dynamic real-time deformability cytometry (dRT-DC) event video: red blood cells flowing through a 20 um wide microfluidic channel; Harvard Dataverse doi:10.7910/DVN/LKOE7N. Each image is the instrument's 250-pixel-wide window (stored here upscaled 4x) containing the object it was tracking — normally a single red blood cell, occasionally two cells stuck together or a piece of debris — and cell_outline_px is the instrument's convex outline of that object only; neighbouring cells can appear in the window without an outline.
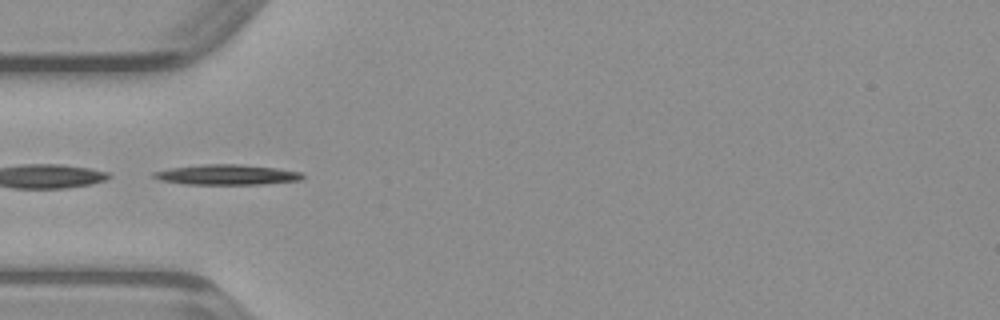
{"species": "common noctule bat (a hibernating species)", "species_latin": "Nyctalus noctula", "temperature_condition": "warm", "stored_images_in_passage": 28, "camera_frame_rate_fps": 3000, "um_per_image_px": 0.085, "animal": {"sex": "male", "body_mass_g": 23.1, "forearm_length_mm": 52.7}, "frame": {"image": 1, "passage_image": 1, "time_ms": 0.0, "image_size_px": [1000, 320], "cell_outline_px": [[304, 176], [300, 180], [264, 184], [184, 184], [160, 180], [152, 176], [152, 172], [172, 168], [204, 164], [236, 164], [276, 168], [300, 172]], "centroid_in_image_um": [19.26, 14.85], "position_along_channel_um": 65.7, "area_um2": 17.34}}
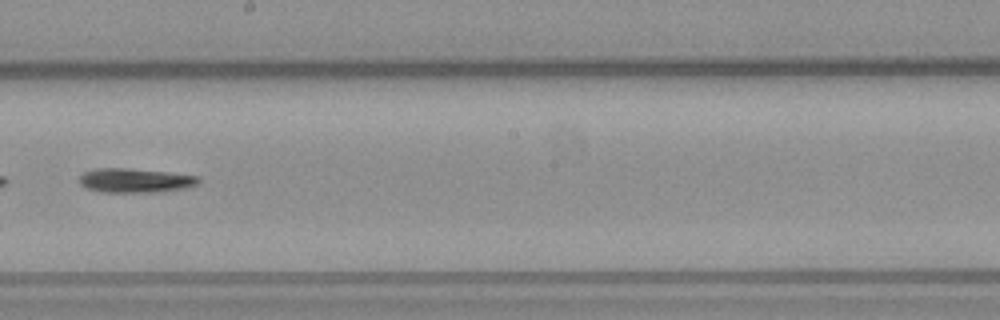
{"frame": {"image": 2, "passage_image": 13, "time_ms": 4.0, "image_size_px": [1000, 320], "cell_outline_px": [[200, 180], [196, 184], [184, 188], [156, 192], [100, 192], [88, 188], [80, 184], [80, 176], [84, 172], [96, 168], [128, 168], [168, 172], [200, 176]], "centroid_in_image_um": [11.48, 15.33], "position_along_channel_um": 236.7, "area_um2": 16.76}}